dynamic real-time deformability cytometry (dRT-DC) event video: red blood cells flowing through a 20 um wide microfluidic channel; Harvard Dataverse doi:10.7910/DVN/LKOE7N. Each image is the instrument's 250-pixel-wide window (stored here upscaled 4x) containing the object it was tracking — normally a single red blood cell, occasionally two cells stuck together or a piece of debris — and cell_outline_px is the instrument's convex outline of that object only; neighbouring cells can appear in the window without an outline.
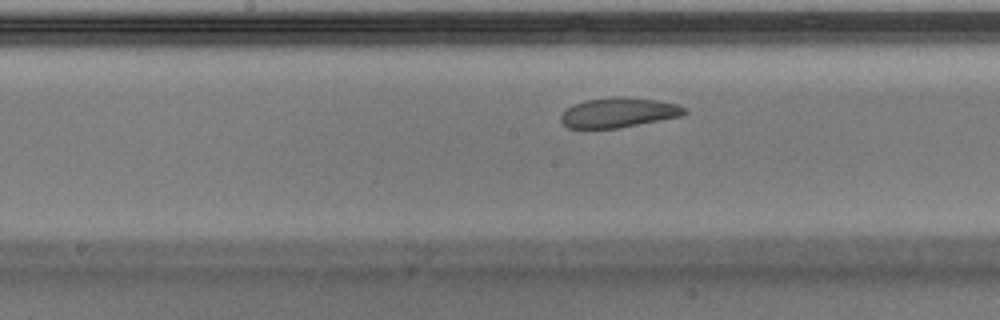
{"species": "Egyptian fruit bat (a non-hibernating species)", "species_latin": "Rousettus aegyptiacus", "temperature_condition": "warm", "stored_images_in_passage": 44, "camera_frame_rate_fps": 3000, "um_per_image_px": 0.085, "animal": {"sex": "male"}, "frame": {"image": 1, "passage_image": 19, "time_ms": 6.0, "image_size_px": [1000, 320], "cell_outline_px": [[688, 112], [680, 116], [620, 128], [568, 128], [560, 120], [560, 116], [572, 104], [584, 100], [624, 96], [656, 100], [676, 104], [688, 108]], "centroid_in_image_um": [52.58, 9.57], "position_along_channel_um": 195.6, "area_um2": 21.44}, "authors_computed_cell_mechanics": {"area_um2": 23.4379, "velocity_mm_per_s": 3.9327, "shape_relaxation_time_tau1_ms": null, "shape_relaxation_time_tau2_ms": 2.1299, "deformation_change_tau1": null, "deformation_change_tau2": 0.0778}}